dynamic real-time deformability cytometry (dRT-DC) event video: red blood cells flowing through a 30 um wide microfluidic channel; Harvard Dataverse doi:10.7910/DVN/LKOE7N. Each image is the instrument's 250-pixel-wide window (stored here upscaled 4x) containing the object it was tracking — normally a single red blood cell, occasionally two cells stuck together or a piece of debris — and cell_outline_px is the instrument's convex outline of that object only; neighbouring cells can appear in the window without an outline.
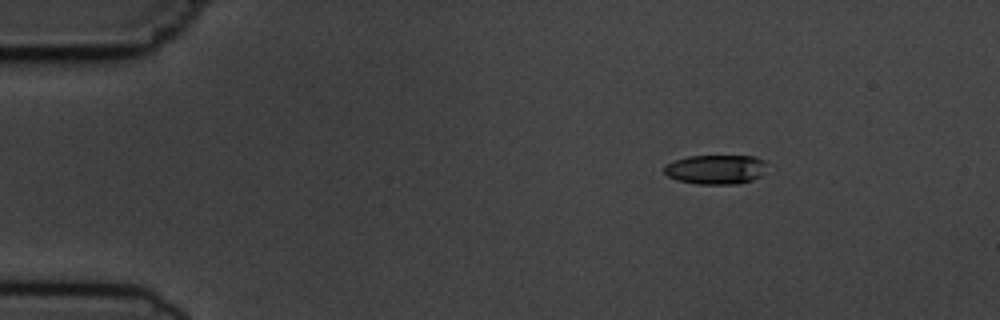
{"species": "common noctule bat (a hibernating species)", "species_latin": "Nyctalus noctula", "temperature_condition": "cold", "stored_images_in_passage": 4, "camera_frame_rate_fps": 3000, "um_per_image_px": 0.085, "animal": {"sex": "male", "body_mass_g": 19.5, "forearm_length_mm": 54.6}, "frame": {"image": 1, "passage_image": 1, "time_ms": 0.0, "image_size_px": [1000, 320], "cell_outline_px": [[764, 164], [760, 176], [752, 180], [740, 184], [696, 184], [676, 180], [668, 176], [664, 172], [664, 164], [688, 156], [756, 156], [764, 160]], "centroid_in_image_um": [60.79, 14.4], "position_along_channel_um": 24.2, "area_um2": 17.57}}
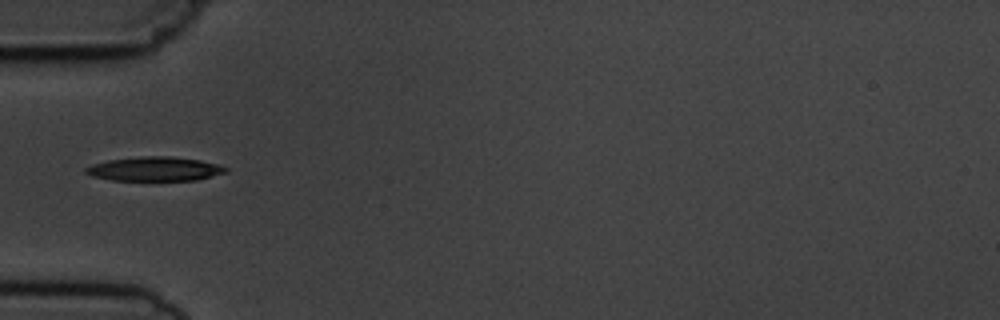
{"frame": {"image": 2, "passage_image": 4, "time_ms": 3.333, "image_size_px": [1000, 320], "cell_outline_px": [[228, 172], [196, 180], [112, 180], [92, 176], [84, 172], [84, 168], [92, 164], [108, 160], [140, 156], [168, 156], [200, 160], [220, 164], [228, 168]], "centroid_in_image_um": [13.16, 14.35], "position_along_channel_um": 71.8, "area_um2": 19.77}}